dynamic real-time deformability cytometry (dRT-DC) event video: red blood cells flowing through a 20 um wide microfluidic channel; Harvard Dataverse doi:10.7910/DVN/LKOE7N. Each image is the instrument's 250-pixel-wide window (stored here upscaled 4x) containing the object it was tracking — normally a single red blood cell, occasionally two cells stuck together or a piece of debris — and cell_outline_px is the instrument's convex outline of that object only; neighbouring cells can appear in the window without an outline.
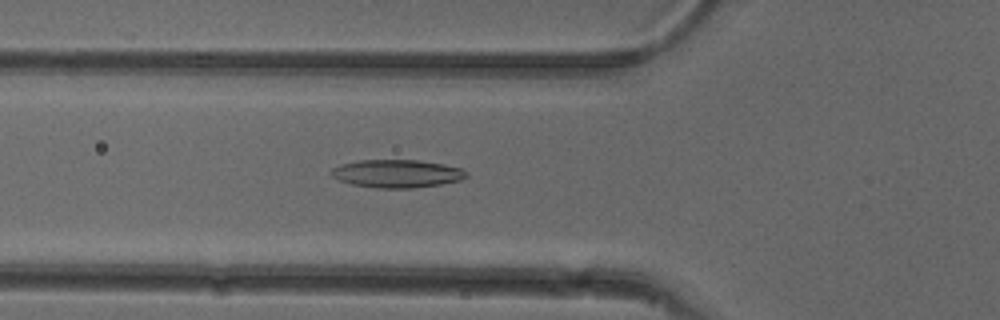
{"species": "common noctule bat (a hibernating species)", "species_latin": "Nyctalus noctula", "temperature_condition": "cold", "stored_images_in_passage": 53, "camera_frame_rate_fps": 3000, "um_per_image_px": 0.085, "animal": {"sex": "female"}, "frame": {"image": 1, "passage_image": 19, "time_ms": 6.0, "image_size_px": [1000, 320], "cell_outline_px": [[468, 176], [460, 180], [440, 184], [416, 188], [376, 188], [352, 184], [340, 180], [332, 176], [328, 172], [332, 168], [340, 164], [360, 160], [420, 160], [444, 164], [460, 168], [468, 172]], "centroid_in_image_um": [33.73, 14.75], "position_along_channel_um": 92.1, "area_um2": 22.14}}
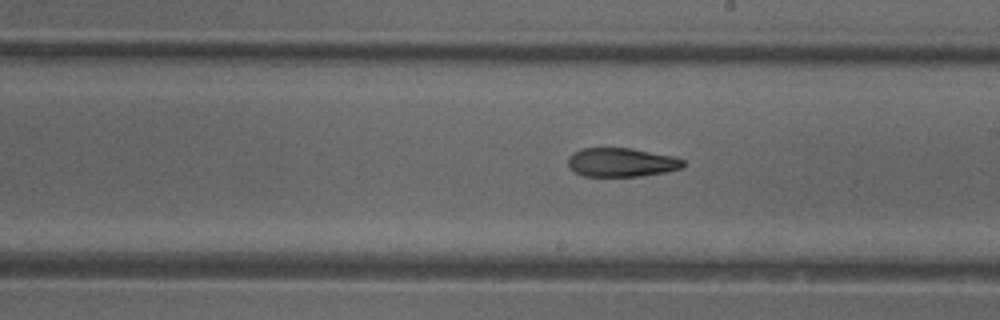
{"frame": {"image": 2, "passage_image": 30, "time_ms": 9.667, "image_size_px": [1000, 320], "cell_outline_px": [[684, 168], [668, 172], [640, 176], [584, 176], [568, 168], [568, 156], [572, 152], [580, 148], [632, 148], [676, 156], [684, 160]], "centroid_in_image_um": [52.85, 13.79], "position_along_channel_um": 236.2, "area_um2": 19.77}}
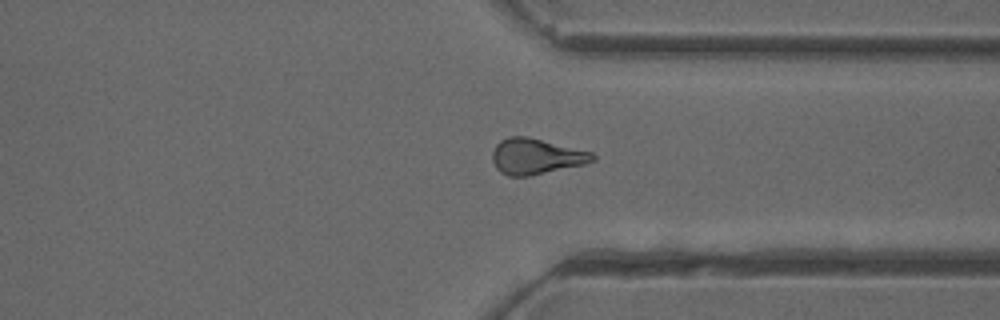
{"frame": {"image": 3, "passage_image": 40, "time_ms": 13.0, "image_size_px": [1000, 320], "cell_outline_px": [[596, 160], [584, 164], [532, 176], [508, 176], [500, 172], [496, 168], [492, 160], [492, 152], [496, 144], [500, 140], [508, 136], [528, 136], [592, 152], [596, 156]], "centroid_in_image_um": [45.55, 13.29], "position_along_channel_um": 365.9, "area_um2": 21.1}, "authors_computed_cell_mechanics": {"area_um2": 20.8658, "velocity_mm_per_s": 3.9117, "shape_relaxation_time_tau1_ms": 8.5249, "shape_relaxation_time_tau2_ms": 3.4369, "deformation_change_tau1": 0.1899, "deformation_change_tau2": 0.1263}}